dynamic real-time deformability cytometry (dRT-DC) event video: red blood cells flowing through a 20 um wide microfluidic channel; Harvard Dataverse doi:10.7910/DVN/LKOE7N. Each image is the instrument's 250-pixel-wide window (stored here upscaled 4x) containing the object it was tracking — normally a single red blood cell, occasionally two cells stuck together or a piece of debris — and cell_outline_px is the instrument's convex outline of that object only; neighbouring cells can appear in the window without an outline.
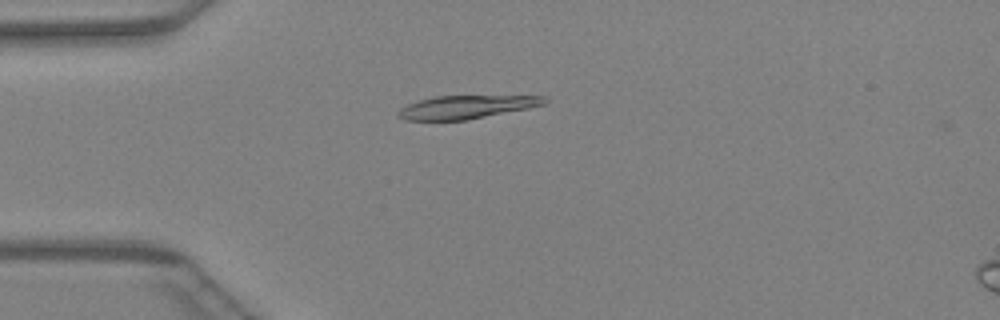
{"species": "Egyptian fruit bat (a non-hibernating species)", "species_latin": "Rousettus aegyptiacus", "temperature_condition": "warm", "stored_images_in_passage": 46, "camera_frame_rate_fps": 3000, "um_per_image_px": 0.085, "animal": {"sex": "female"}, "frame": {"image": 1, "passage_image": 12, "time_ms": 3.667, "image_size_px": [1000, 320], "cell_outline_px": [[548, 100], [544, 104], [528, 108], [468, 120], [404, 120], [396, 116], [396, 112], [400, 108], [408, 104], [420, 100], [436, 96], [544, 96]], "centroid_in_image_um": [39.6, 9.1], "position_along_channel_um": 45.4, "area_um2": 19.71}}
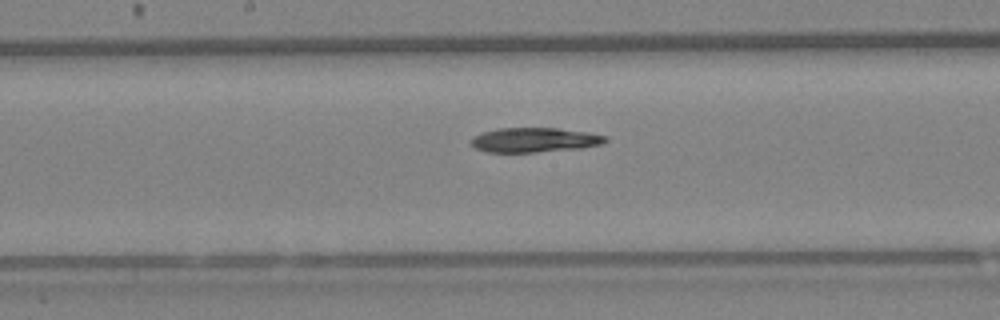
{"frame": {"image": 2, "passage_image": 24, "time_ms": 7.667, "image_size_px": [1000, 320], "cell_outline_px": [[608, 140], [604, 144], [580, 148], [536, 152], [488, 152], [476, 148], [472, 144], [472, 136], [480, 132], [496, 128], [556, 128], [588, 132], [608, 136]], "centroid_in_image_um": [45.45, 11.89], "position_along_channel_um": 202.7, "area_um2": 19.36}}
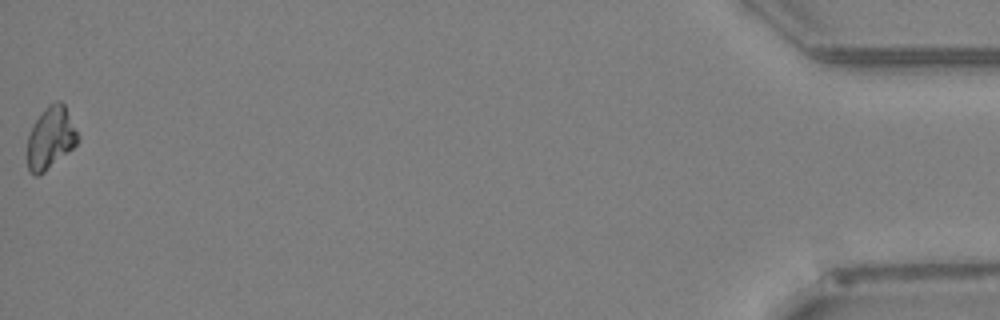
{"frame": {"image": 3, "passage_image": 46, "time_ms": 15.0, "image_size_px": [1000, 320], "cell_outline_px": [[80, 140], [68, 152], [44, 172], [36, 176], [28, 168], [28, 136], [36, 120], [44, 108], [48, 104], [56, 100], [60, 100], [64, 104], [80, 136]], "centroid_in_image_um": [4.33, 11.69], "position_along_channel_um": 430.9, "area_um2": 18.09}}